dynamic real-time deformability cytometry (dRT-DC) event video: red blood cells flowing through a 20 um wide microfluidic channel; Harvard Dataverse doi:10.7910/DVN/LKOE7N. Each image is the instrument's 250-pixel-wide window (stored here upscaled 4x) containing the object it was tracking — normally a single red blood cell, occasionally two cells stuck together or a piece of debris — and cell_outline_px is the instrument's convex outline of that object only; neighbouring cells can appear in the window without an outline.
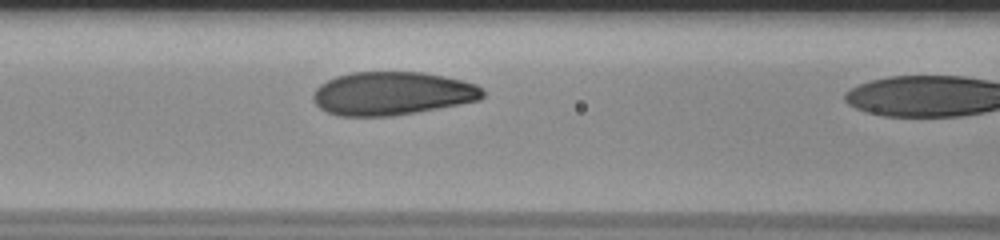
{"species": "human", "species_latin": "Homo sapiens", "temperature_condition": "room temperature", "stored_images_in_passage": 10, "camera_frame_rate_fps": 3000, "um_per_image_px": 0.085, "donor": {"sex": "male"}, "frame": {"image": 1, "passage_image": 9, "time_ms": 2.667, "image_size_px": [1000, 240], "cell_outline_px": [[484, 96], [480, 100], [416, 112], [392, 116], [340, 116], [328, 112], [320, 108], [312, 100], [312, 96], [316, 88], [320, 84], [336, 76], [352, 72], [424, 72], [444, 76], [476, 84], [484, 88]], "centroid_in_image_um": [33.33, 7.94], "position_along_channel_um": 133.3, "area_um2": 42.89}}